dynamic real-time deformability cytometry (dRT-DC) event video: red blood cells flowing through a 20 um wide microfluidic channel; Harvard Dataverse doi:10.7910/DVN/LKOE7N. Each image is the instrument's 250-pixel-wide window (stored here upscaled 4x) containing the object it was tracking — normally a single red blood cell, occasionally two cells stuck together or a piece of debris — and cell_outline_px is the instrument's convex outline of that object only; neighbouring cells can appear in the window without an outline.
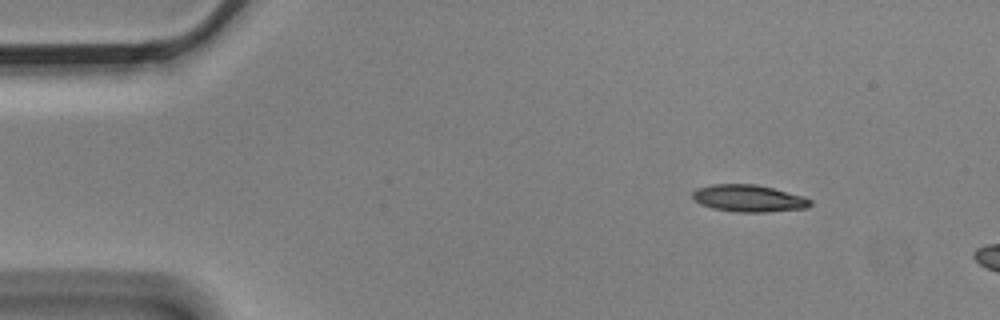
{"species": "Egyptian fruit bat (a non-hibernating species)", "species_latin": "Rousettus aegyptiacus", "temperature_condition": "cold", "stored_images_in_passage": 3, "camera_frame_rate_fps": 3000, "um_per_image_px": 0.085, "animal": {"sex": "male"}, "frame": {"image": 1, "passage_image": 1, "time_ms": 0.0, "image_size_px": [1000, 320], "cell_outline_px": [[812, 204], [808, 208], [768, 212], [736, 212], [712, 208], [700, 204], [692, 200], [692, 192], [696, 188], [712, 184], [756, 184], [804, 196], [812, 200]], "centroid_in_image_um": [63.62, 16.86], "position_along_channel_um": 21.4, "area_um2": 18.79}}